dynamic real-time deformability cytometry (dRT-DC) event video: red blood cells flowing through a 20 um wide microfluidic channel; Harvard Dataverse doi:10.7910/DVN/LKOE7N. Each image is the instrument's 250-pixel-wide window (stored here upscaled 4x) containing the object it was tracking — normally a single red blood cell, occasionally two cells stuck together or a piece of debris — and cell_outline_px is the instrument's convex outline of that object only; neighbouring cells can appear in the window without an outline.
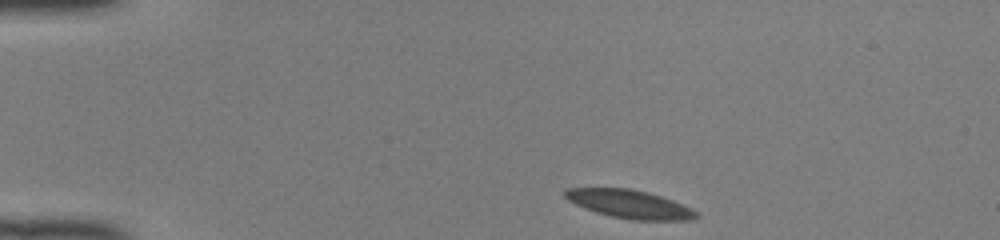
{"species": "common noctule bat (a hibernating species)", "species_latin": "Nyctalus noctula", "temperature_condition": "room temperature", "stored_images_in_passage": 44, "camera_frame_rate_fps": 3000, "um_per_image_px": 0.085, "animal": {"sex": "female", "body_mass_g": 22.0, "forearm_length_mm": 56.7}, "frame": {"image": 1, "passage_image": 1, "time_ms": 0.0, "image_size_px": [1000, 240], "cell_outline_px": [[700, 216], [692, 220], [632, 220], [612, 216], [596, 212], [576, 204], [568, 200], [564, 196], [564, 192], [568, 188], [628, 188], [648, 192], [672, 200], [696, 212]], "centroid_in_image_um": [53.51, 17.35], "position_along_channel_um": 31.5, "area_um2": 21.33}}
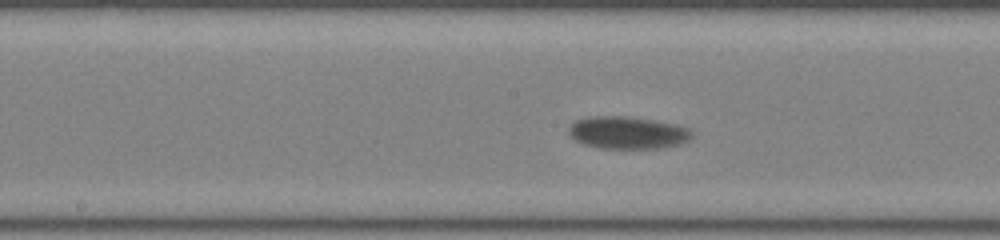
{"frame": {"image": 2, "passage_image": 19, "time_ms": 6.0, "image_size_px": [1000, 240], "cell_outline_px": [[692, 136], [688, 140], [680, 144], [660, 148], [600, 148], [584, 144], [576, 140], [568, 132], [568, 128], [576, 120], [588, 116], [628, 116], [676, 124], [688, 128], [692, 132]], "centroid_in_image_um": [53.34, 11.27], "position_along_channel_um": 194.9, "area_um2": 23.18}}
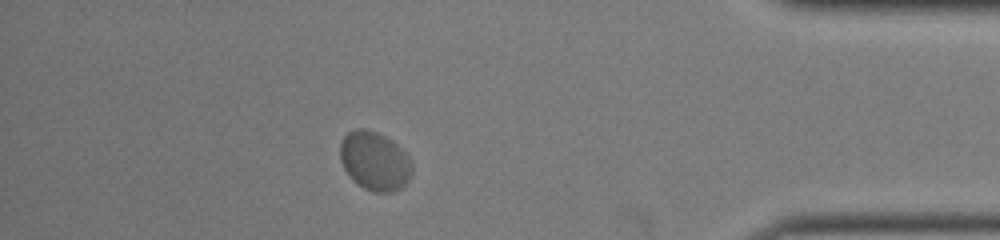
{"frame": {"image": 3, "passage_image": 38, "time_ms": 12.333, "image_size_px": [1000, 240], "cell_outline_px": [[412, 172], [408, 180], [400, 188], [392, 192], [372, 192], [364, 188], [352, 180], [344, 168], [340, 160], [340, 144], [344, 136], [348, 132], [356, 128], [364, 128], [376, 132], [392, 140], [408, 156], [412, 164]], "centroid_in_image_um": [31.83, 13.68], "position_along_channel_um": 403.4, "area_um2": 24.62}}